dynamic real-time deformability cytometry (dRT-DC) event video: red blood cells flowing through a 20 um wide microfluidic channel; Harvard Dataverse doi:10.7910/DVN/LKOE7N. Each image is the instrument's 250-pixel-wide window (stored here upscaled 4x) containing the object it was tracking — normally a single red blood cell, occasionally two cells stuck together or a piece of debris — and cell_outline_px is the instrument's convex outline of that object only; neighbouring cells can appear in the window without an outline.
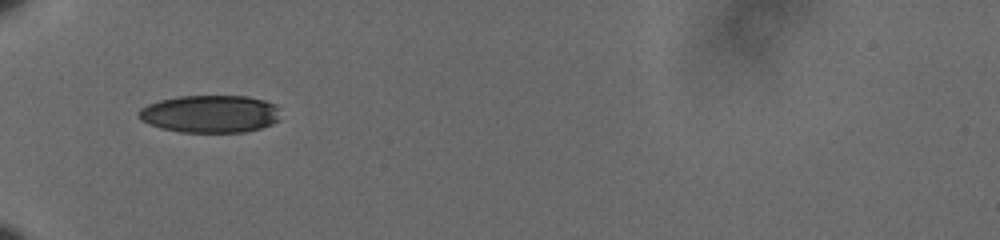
{"species": "human", "species_latin": "Homo sapiens", "temperature_condition": "cold", "stored_images_in_passage": 38, "camera_frame_rate_fps": 3000, "um_per_image_px": 0.085, "donor": {"sex": "male"}, "frame": {"image": 1, "passage_image": 1, "time_ms": 0.0, "image_size_px": [1000, 240], "cell_outline_px": [[280, 120], [272, 124], [260, 128], [244, 132], [180, 132], [160, 128], [140, 120], [136, 112], [140, 108], [148, 104], [160, 100], [176, 96], [248, 96], [264, 100], [276, 104]], "centroid_in_image_um": [17.84, 9.68], "position_along_channel_um": 67.2, "area_um2": 31.27}}
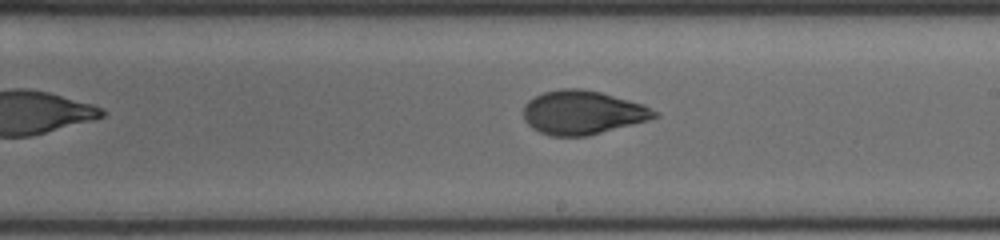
{"frame": {"image": 2, "passage_image": 16, "time_ms": 5.0, "image_size_px": [1000, 240], "cell_outline_px": [[660, 116], [648, 120], [588, 136], [548, 136], [532, 128], [524, 120], [524, 104], [528, 100], [544, 92], [560, 88], [580, 88], [600, 92], [644, 104], [660, 112]], "centroid_in_image_um": [49.53, 9.56], "position_along_channel_um": 239.5, "area_um2": 33.64}}
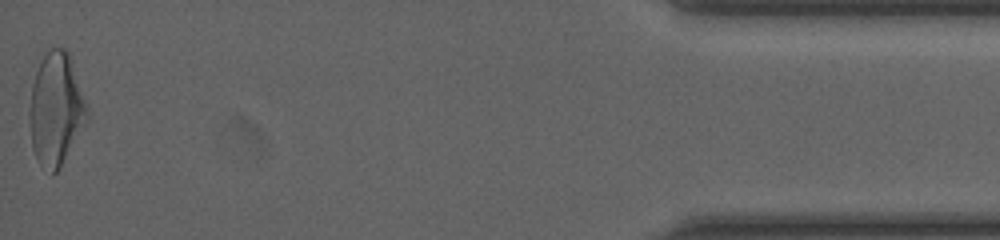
{"frame": {"image": 3, "passage_image": 38, "time_ms": 12.333, "image_size_px": [1000, 240], "cell_outline_px": [[88, 120], [56, 172], [52, 172], [40, 164], [32, 148], [28, 112], [32, 84], [36, 72], [44, 56], [52, 48], [64, 48], [68, 52], [88, 108]], "centroid_in_image_um": [4.74, 9.27], "position_along_channel_um": 430.5, "area_um2": 37.11}, "authors_computed_cell_mechanics": {"area_um2": 33.2928, "velocity_mm_per_s": 3.6114, "shape_relaxation_time_tau1_ms": 4.9125, "shape_relaxation_time_tau2_ms": 1.1584, "deformation_change_tau1": 0.1664, "deformation_change_tau2": 0.0531}}